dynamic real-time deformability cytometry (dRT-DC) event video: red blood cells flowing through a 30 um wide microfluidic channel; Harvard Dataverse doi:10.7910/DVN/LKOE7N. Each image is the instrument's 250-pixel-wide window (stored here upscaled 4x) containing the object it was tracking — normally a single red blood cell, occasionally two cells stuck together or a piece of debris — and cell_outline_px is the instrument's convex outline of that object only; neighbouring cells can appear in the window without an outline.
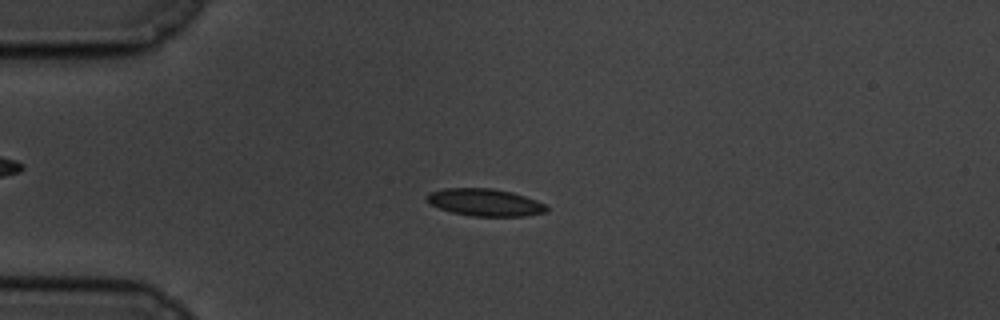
{"species": "common noctule bat (a hibernating species)", "species_latin": "Nyctalus noctula", "temperature_condition": "cold", "stored_images_in_passage": 45, "camera_frame_rate_fps": 3000, "um_per_image_px": 0.085, "animal": {"sex": "male", "body_mass_g": 19.5, "forearm_length_mm": 54.6}, "frame": {"image": 1, "passage_image": 2, "time_ms": 0.333, "image_size_px": [1000, 320], "cell_outline_px": [[548, 208], [544, 212], [524, 216], [472, 216], [452, 212], [440, 208], [432, 204], [424, 196], [432, 192], [444, 188], [492, 188], [512, 192], [536, 200], [544, 204]], "centroid_in_image_um": [41.22, 17.2], "position_along_channel_um": 43.8, "area_um2": 18.79}}
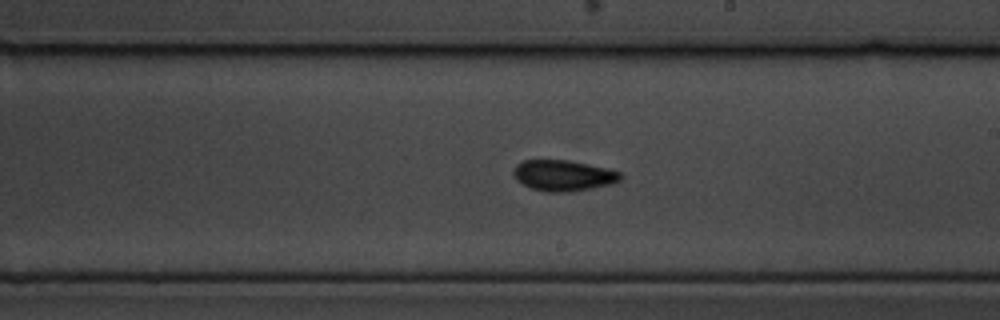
{"frame": {"image": 2, "passage_image": 21, "time_ms": 6.667, "image_size_px": [1000, 320], "cell_outline_px": [[624, 176], [620, 180], [612, 184], [572, 192], [544, 192], [532, 188], [516, 180], [512, 172], [516, 164], [524, 160], [564, 160], [608, 168], [620, 172]], "centroid_in_image_um": [47.89, 14.93], "position_along_channel_um": 241.1, "area_um2": 19.31}}
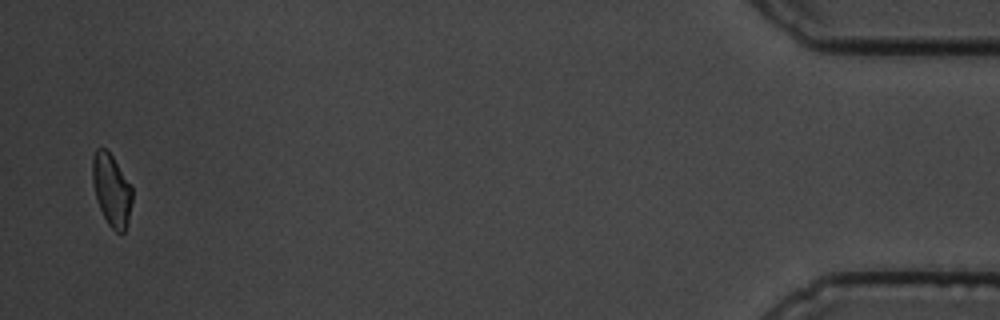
{"frame": {"image": 3, "passage_image": 44, "time_ms": 14.333, "image_size_px": [1000, 320], "cell_outline_px": [[132, 200], [128, 220], [124, 232], [120, 236], [108, 224], [96, 200], [92, 180], [92, 156], [96, 148], [104, 148], [112, 156], [132, 184]], "centroid_in_image_um": [9.48, 16.15], "position_along_channel_um": 425.7, "area_um2": 16.88}, "authors_computed_cell_mechanics": {"area_um2": 18.0336, "velocity_mm_per_s": 3.4867, "shape_relaxation_time_tau1_ms": 2.6297, "shape_relaxation_time_tau2_ms": 1.6694, "deformation_change_tau1": 0.0975, "deformation_change_tau2": 0.0791}}